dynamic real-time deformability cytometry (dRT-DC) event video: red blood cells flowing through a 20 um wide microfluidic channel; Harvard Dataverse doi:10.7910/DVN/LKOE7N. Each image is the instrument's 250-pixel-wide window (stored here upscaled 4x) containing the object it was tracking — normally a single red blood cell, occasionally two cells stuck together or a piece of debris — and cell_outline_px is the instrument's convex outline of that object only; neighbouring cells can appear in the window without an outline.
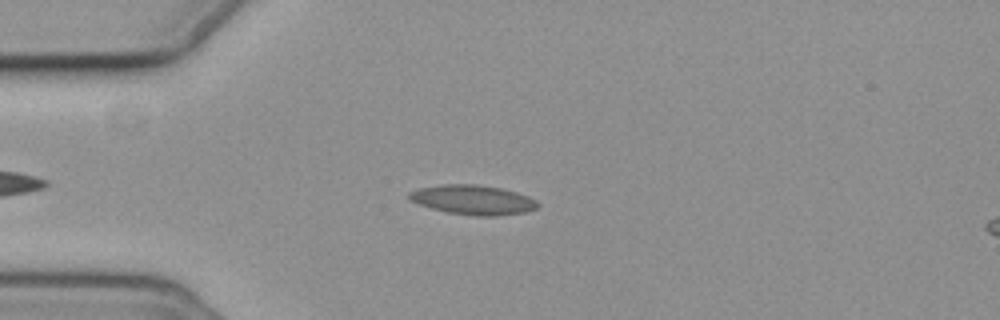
{"species": "common noctule bat (a hibernating species)", "species_latin": "Nyctalus noctula", "temperature_condition": "cold", "stored_images_in_passage": 43, "camera_frame_rate_fps": 3000, "um_per_image_px": 0.085, "animal": {"sex": "female", "body_mass_g": 19.3, "forearm_length_mm": 54.1}, "frame": {"image": 1, "passage_image": 5, "time_ms": 1.333, "image_size_px": [1000, 320], "cell_outline_px": [[540, 204], [536, 208], [524, 212], [496, 216], [472, 216], [448, 212], [432, 208], [420, 204], [412, 200], [408, 196], [408, 192], [420, 188], [440, 184], [476, 184], [500, 188], [516, 192], [528, 196], [536, 200]], "centroid_in_image_um": [40.22, 16.98], "position_along_channel_um": 44.8, "area_um2": 22.02}}
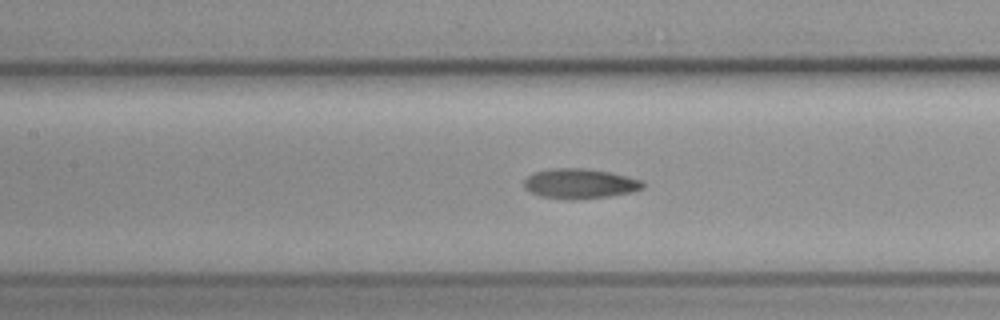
{"frame": {"image": 2, "passage_image": 16, "time_ms": 5.0, "image_size_px": [1000, 320], "cell_outline_px": [[644, 188], [632, 192], [608, 196], [576, 200], [564, 200], [540, 196], [524, 188], [524, 180], [528, 176], [536, 172], [552, 168], [584, 168], [612, 172], [644, 180]], "centroid_in_image_um": [49.32, 15.61], "position_along_channel_um": 158.1, "area_um2": 20.98}}
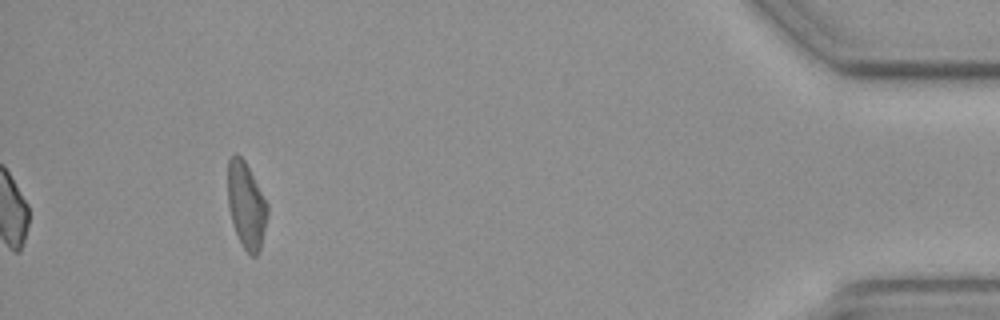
{"frame": {"image": 3, "passage_image": 43, "time_ms": 14.0, "image_size_px": [1000, 320], "cell_outline_px": [[268, 212], [260, 248], [256, 256], [252, 256], [244, 248], [236, 232], [228, 208], [228, 160], [232, 152], [236, 152], [244, 160], [268, 204]], "centroid_in_image_um": [20.92, 17.4], "position_along_channel_um": 414.3, "area_um2": 19.65}, "authors_computed_cell_mechanics": {"area_um2": 20.0566, "velocity_mm_per_s": 3.6343, "shape_relaxation_time_tau1_ms": null, "shape_relaxation_time_tau2_ms": 7.3506, "deformation_change_tau1": null, "deformation_change_tau2": 0.1123}}